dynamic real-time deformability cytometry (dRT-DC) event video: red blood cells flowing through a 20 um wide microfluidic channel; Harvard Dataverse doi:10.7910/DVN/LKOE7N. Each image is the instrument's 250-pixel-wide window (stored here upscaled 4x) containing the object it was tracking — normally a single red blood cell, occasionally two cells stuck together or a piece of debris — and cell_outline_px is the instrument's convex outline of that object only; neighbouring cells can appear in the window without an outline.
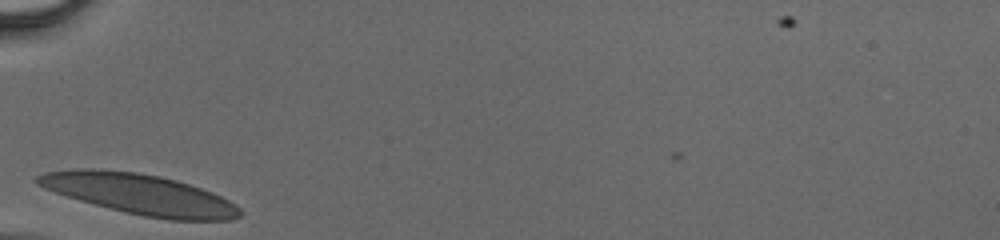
{"species": "human", "species_latin": "Homo sapiens", "temperature_condition": "cold", "stored_images_in_passage": 23, "camera_frame_rate_fps": 3000, "um_per_image_px": 0.085, "donor": {"sex": "male"}, "frame": {"image": 1, "passage_image": 1, "time_ms": 0.0, "image_size_px": [1000, 240], "cell_outline_px": [[240, 216], [228, 220], [168, 220], [144, 216], [124, 212], [80, 200], [44, 188], [36, 184], [36, 176], [44, 172], [80, 168], [92, 168], [136, 172], [160, 176], [176, 180], [212, 192], [236, 204], [240, 208]], "centroid_in_image_um": [11.87, 16.5], "position_along_channel_um": 73.1, "area_um2": 47.4}}
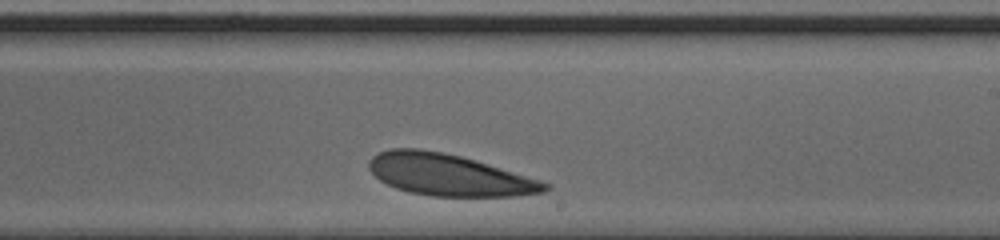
{"frame": {"image": 2, "passage_image": 14, "time_ms": 4.333, "image_size_px": [1000, 240], "cell_outline_px": [[552, 188], [544, 192], [516, 196], [432, 196], [408, 192], [396, 188], [380, 180], [368, 168], [368, 160], [372, 156], [380, 152], [392, 148], [416, 148], [444, 152], [460, 156], [540, 180], [552, 184]], "centroid_in_image_um": [38.15, 14.87], "position_along_channel_um": 250.8, "area_um2": 42.48}}
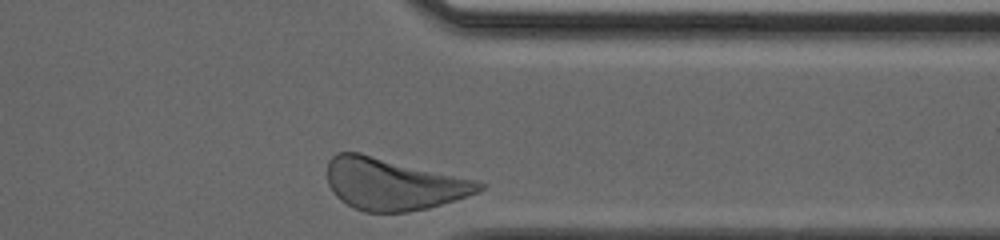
{"frame": {"image": 3, "passage_image": 23, "time_ms": 7.333, "image_size_px": [1000, 240], "cell_outline_px": [[484, 188], [476, 192], [456, 200], [428, 208], [408, 212], [364, 212], [352, 208], [336, 196], [328, 184], [328, 160], [336, 152], [360, 152], [472, 180], [484, 184]], "centroid_in_image_um": [33.35, 15.65], "position_along_channel_um": 378.1, "area_um2": 45.37}}